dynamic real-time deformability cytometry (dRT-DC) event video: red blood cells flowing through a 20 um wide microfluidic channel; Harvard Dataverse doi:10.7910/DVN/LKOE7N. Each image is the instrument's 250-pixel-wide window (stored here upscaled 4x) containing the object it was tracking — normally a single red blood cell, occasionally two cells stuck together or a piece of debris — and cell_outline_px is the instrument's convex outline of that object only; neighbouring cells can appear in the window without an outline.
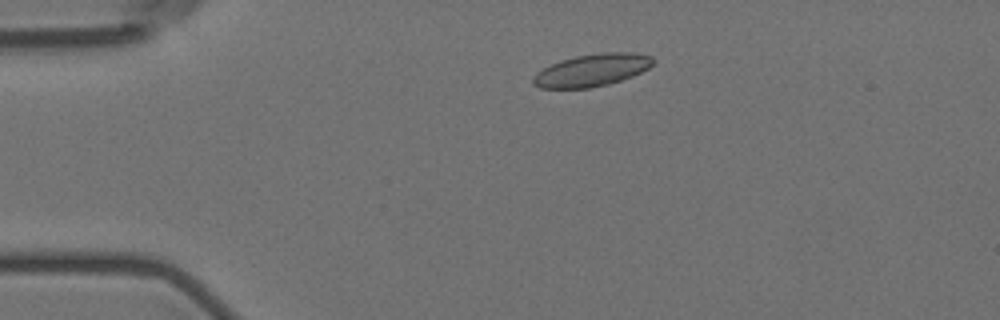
{"species": "Egyptian fruit bat (a non-hibernating species)", "species_latin": "Rousettus aegyptiacus", "temperature_condition": "room temperature", "stored_images_in_passage": 5, "camera_frame_rate_fps": 3000, "um_per_image_px": 0.085, "animal": {"sex": "female"}, "frame": {"image": 1, "passage_image": 3, "time_ms": 2.333, "image_size_px": [1000, 320], "cell_outline_px": [[652, 64], [648, 68], [632, 76], [608, 84], [592, 88], [540, 88], [532, 84], [532, 76], [536, 72], [560, 60], [576, 56], [600, 52], [632, 52], [652, 56]], "centroid_in_image_um": [50.28, 5.96], "position_along_channel_um": 34.7, "area_um2": 22.6}}
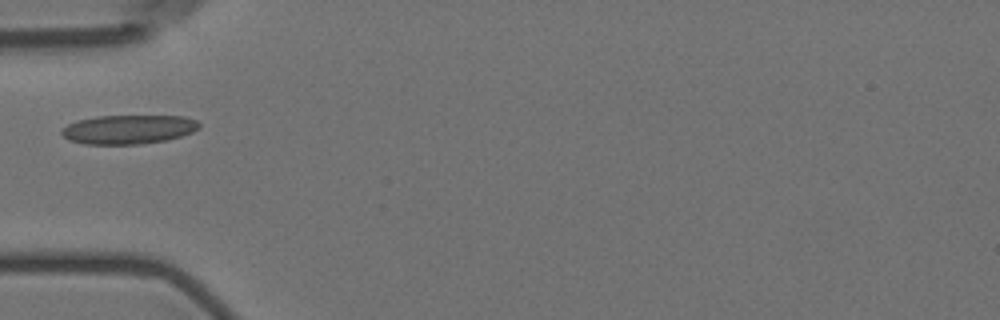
{"frame": {"image": 2, "passage_image": 5, "time_ms": 4.667, "image_size_px": [1000, 320], "cell_outline_px": [[200, 128], [192, 132], [168, 140], [140, 144], [84, 144], [68, 140], [60, 132], [60, 128], [76, 120], [96, 116], [184, 116], [196, 120], [200, 124]], "centroid_in_image_um": [10.89, 11.0], "position_along_channel_um": 74.1, "area_um2": 23.47}}